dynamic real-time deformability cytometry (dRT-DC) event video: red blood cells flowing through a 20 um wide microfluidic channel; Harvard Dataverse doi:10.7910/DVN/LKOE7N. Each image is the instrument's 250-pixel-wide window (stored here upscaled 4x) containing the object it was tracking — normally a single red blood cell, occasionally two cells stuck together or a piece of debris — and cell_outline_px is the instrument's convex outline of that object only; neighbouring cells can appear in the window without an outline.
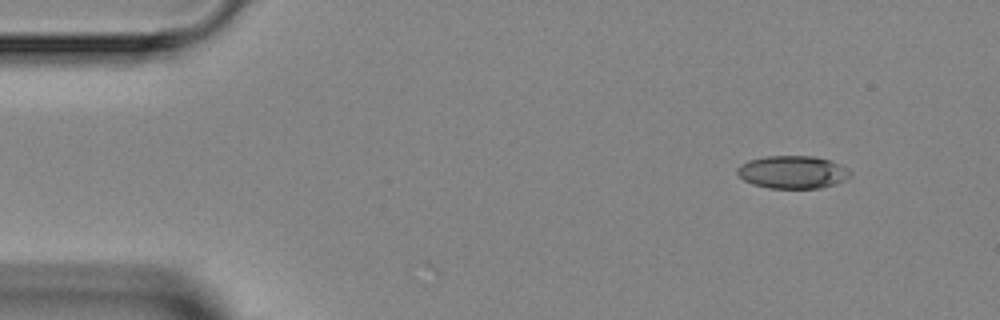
{"species": "Egyptian fruit bat (a non-hibernating species)", "species_latin": "Rousettus aegyptiacus", "temperature_condition": "room temperature", "stored_images_in_passage": 5, "camera_frame_rate_fps": 3000, "um_per_image_px": 0.085, "animal": {"sex": "female"}, "frame": {"image": 1, "passage_image": 1, "time_ms": 0.0, "image_size_px": [1000, 320], "cell_outline_px": [[852, 176], [844, 180], [820, 188], [768, 188], [752, 184], [744, 180], [736, 172], [736, 168], [740, 164], [748, 160], [764, 156], [816, 156], [832, 160], [848, 168], [852, 172]], "centroid_in_image_um": [67.38, 14.61], "position_along_channel_um": 17.6, "area_um2": 21.85}}